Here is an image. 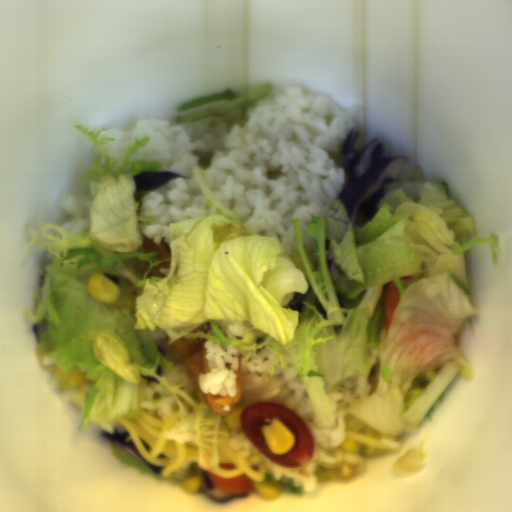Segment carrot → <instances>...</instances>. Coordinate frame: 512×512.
I'll list each match as a JSON object with an SVG mask.
<instances>
[{
	"mask_svg": "<svg viewBox=\"0 0 512 512\" xmlns=\"http://www.w3.org/2000/svg\"><path fill=\"white\" fill-rule=\"evenodd\" d=\"M204 473L213 486L232 495L245 494L255 489V482L247 473L234 478H222L209 471Z\"/></svg>",
	"mask_w": 512,
	"mask_h": 512,
	"instance_id": "obj_1",
	"label": "carrot"
},
{
	"mask_svg": "<svg viewBox=\"0 0 512 512\" xmlns=\"http://www.w3.org/2000/svg\"><path fill=\"white\" fill-rule=\"evenodd\" d=\"M413 277L411 276H403L400 277V283L402 284L403 289L410 283Z\"/></svg>",
	"mask_w": 512,
	"mask_h": 512,
	"instance_id": "obj_4",
	"label": "carrot"
},
{
	"mask_svg": "<svg viewBox=\"0 0 512 512\" xmlns=\"http://www.w3.org/2000/svg\"><path fill=\"white\" fill-rule=\"evenodd\" d=\"M399 302L400 289L394 281H391L387 285L383 294V325L385 329V335L388 334L390 323Z\"/></svg>",
	"mask_w": 512,
	"mask_h": 512,
	"instance_id": "obj_2",
	"label": "carrot"
},
{
	"mask_svg": "<svg viewBox=\"0 0 512 512\" xmlns=\"http://www.w3.org/2000/svg\"><path fill=\"white\" fill-rule=\"evenodd\" d=\"M218 467H220L221 469L228 470V471L237 470V468H238V466H236L235 464H232V463H220V464H218Z\"/></svg>",
	"mask_w": 512,
	"mask_h": 512,
	"instance_id": "obj_3",
	"label": "carrot"
}]
</instances>
